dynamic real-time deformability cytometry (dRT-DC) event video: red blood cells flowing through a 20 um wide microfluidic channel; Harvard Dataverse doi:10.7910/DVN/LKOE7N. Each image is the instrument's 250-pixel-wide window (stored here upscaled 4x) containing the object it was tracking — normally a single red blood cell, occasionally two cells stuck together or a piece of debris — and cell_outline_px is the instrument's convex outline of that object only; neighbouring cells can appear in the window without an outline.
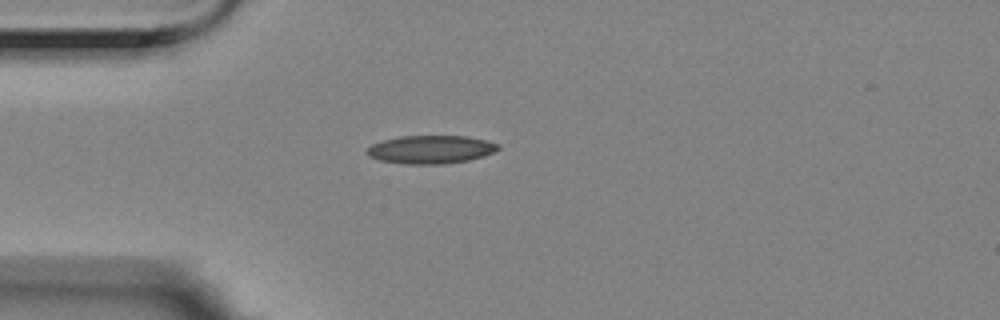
{"species": "Egyptian fruit bat (a non-hibernating species)", "species_latin": "Rousettus aegyptiacus", "temperature_condition": "room temperature", "stored_images_in_passage": 2, "camera_frame_rate_fps": 3000, "um_per_image_px": 0.085, "animal": {"sex": "female"}, "frame": {"image": 1, "passage_image": 1, "time_ms": 0.0, "image_size_px": [1000, 320], "cell_outline_px": [[500, 148], [484, 156], [468, 160], [444, 164], [404, 164], [380, 160], [368, 156], [364, 152], [372, 144], [380, 140], [400, 136], [464, 136], [488, 140], [500, 144]], "centroid_in_image_um": [36.59, 12.7], "position_along_channel_um": 48.4, "area_um2": 21.73}}